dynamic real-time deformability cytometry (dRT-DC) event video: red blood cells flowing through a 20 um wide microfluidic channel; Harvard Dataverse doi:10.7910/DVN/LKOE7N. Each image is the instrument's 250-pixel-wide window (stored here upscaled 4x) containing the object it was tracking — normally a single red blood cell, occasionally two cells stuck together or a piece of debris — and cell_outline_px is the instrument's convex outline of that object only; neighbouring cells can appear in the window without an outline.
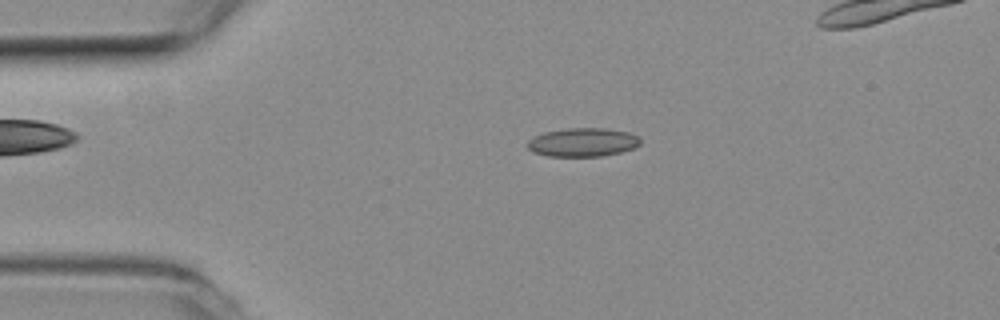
{"species": "common noctule bat (a hibernating species)", "species_latin": "Nyctalus noctula", "temperature_condition": "room temperature", "stored_images_in_passage": 49, "camera_frame_rate_fps": 3000, "um_per_image_px": 0.085, "animal": {"sex": "female", "body_mass_g": 19.3, "forearm_length_mm": 54.1}, "frame": {"image": 1, "passage_image": 11, "time_ms": 3.333, "image_size_px": [1000, 320], "cell_outline_px": [[640, 144], [636, 148], [620, 152], [600, 156], [548, 156], [532, 152], [528, 148], [528, 140], [532, 136], [544, 132], [568, 128], [604, 128], [628, 132], [636, 136], [640, 140]], "centroid_in_image_um": [49.51, 12.09], "position_along_channel_um": 35.5, "area_um2": 18.84}}
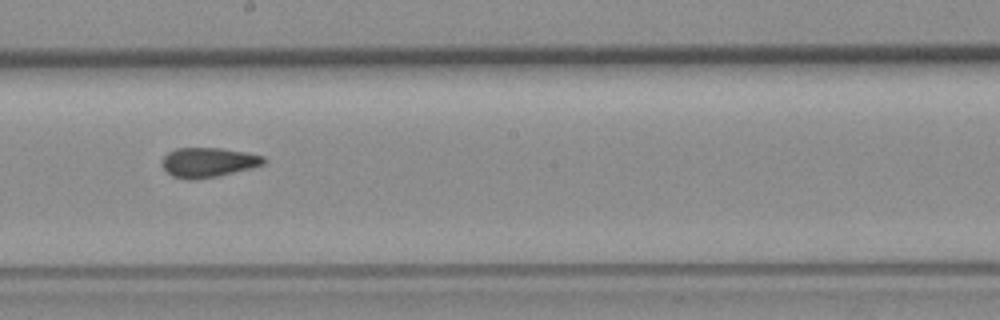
{"frame": {"image": 2, "passage_image": 29, "time_ms": 9.333, "image_size_px": [1000, 320], "cell_outline_px": [[268, 160], [264, 164], [216, 176], [172, 176], [164, 168], [164, 156], [168, 152], [176, 148], [220, 148], [244, 152], [264, 156]], "centroid_in_image_um": [17.76, 13.74], "position_along_channel_um": 230.4, "area_um2": 16.53}}
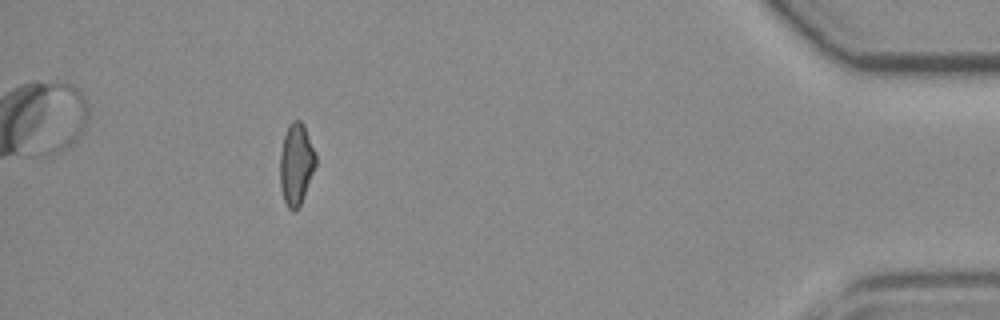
{"frame": {"image": 3, "passage_image": 48, "time_ms": 15.667, "image_size_px": [1000, 320], "cell_outline_px": [[316, 164], [304, 196], [300, 204], [292, 212], [288, 208], [284, 200], [280, 188], [280, 152], [284, 136], [288, 124], [292, 120], [300, 120], [304, 124], [316, 152]], "centroid_in_image_um": [25.17, 13.91], "position_along_channel_um": 410.0, "area_um2": 17.11}}